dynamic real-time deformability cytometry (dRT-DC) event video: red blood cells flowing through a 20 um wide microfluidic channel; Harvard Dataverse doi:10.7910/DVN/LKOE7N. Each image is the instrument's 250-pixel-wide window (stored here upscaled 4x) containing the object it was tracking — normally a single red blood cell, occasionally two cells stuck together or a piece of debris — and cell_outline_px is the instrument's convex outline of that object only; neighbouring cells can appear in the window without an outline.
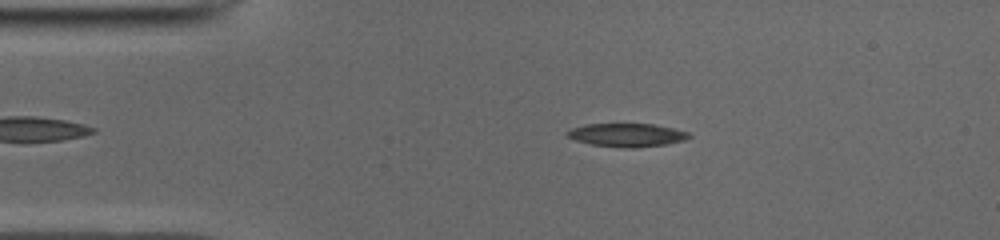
{"species": "common noctule bat (a hibernating species)", "species_latin": "Nyctalus noctula", "temperature_condition": "cold", "stored_images_in_passage": 42, "camera_frame_rate_fps": 3000, "um_per_image_px": 0.085, "animal": {"sex": "male", "body_mass_g": 19.0, "forearm_length_mm": 50.8}, "frame": {"image": 1, "passage_image": 1, "time_ms": 0.0, "image_size_px": [1000, 240], "cell_outline_px": [[692, 136], [684, 140], [664, 144], [632, 148], [628, 148], [592, 144], [576, 140], [568, 136], [568, 132], [572, 128], [584, 124], [652, 124], [672, 128], [688, 132]], "centroid_in_image_um": [53.3, 11.47], "position_along_channel_um": 31.7, "area_um2": 16.18}}
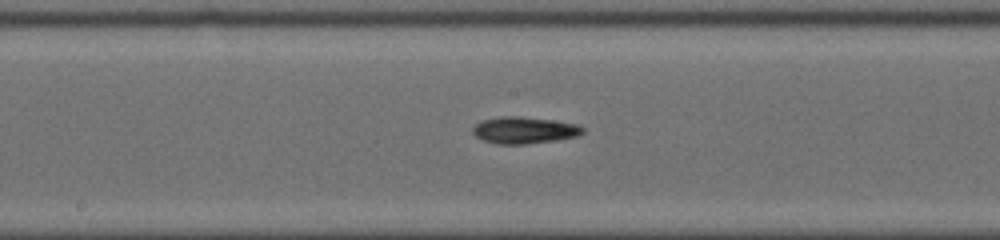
{"frame": {"image": 2, "passage_image": 17, "time_ms": 5.333, "image_size_px": [1000, 240], "cell_outline_px": [[584, 132], [576, 136], [556, 140], [524, 144], [496, 144], [484, 140], [476, 136], [472, 132], [472, 128], [476, 124], [484, 120], [500, 116], [520, 116], [552, 120], [580, 124], [584, 128]], "centroid_in_image_um": [44.58, 11.06], "position_along_channel_um": 203.6, "area_um2": 17.11}}
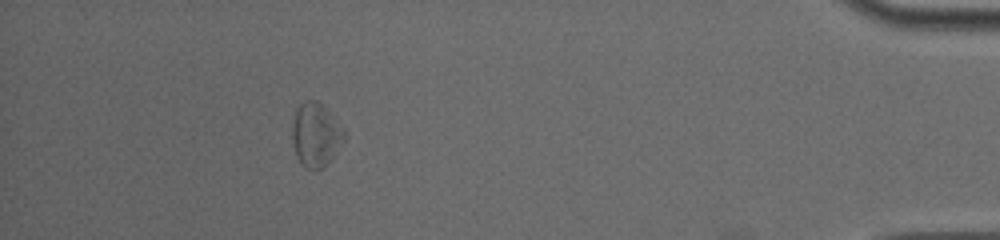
{"frame": {"image": 3, "passage_image": 37, "time_ms": 12.0, "image_size_px": [1000, 240], "cell_outline_px": [[344, 140], [332, 156], [320, 168], [304, 168], [296, 152], [292, 140], [292, 124], [296, 112], [300, 104], [304, 100], [316, 100], [328, 108], [344, 132]], "centroid_in_image_um": [26.82, 11.4], "position_along_channel_um": 408.4, "area_um2": 18.73}, "authors_computed_cell_mechanics": {"area_um2": 16.762, "velocity_mm_per_s": 3.9472, "shape_relaxation_time_tau1_ms": 2.7735, "shape_relaxation_time_tau2_ms": null, "deformation_change_tau1": 0.1303, "deformation_change_tau2": null}}